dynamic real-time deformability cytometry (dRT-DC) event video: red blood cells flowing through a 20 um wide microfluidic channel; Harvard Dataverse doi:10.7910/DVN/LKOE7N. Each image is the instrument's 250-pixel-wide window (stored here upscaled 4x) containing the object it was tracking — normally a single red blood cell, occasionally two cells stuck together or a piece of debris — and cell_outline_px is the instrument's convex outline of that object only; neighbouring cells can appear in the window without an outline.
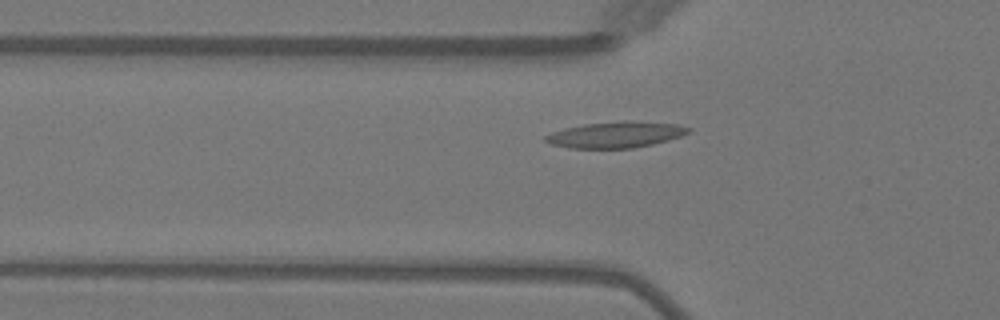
{"species": "Egyptian fruit bat (a non-hibernating species)", "species_latin": "Rousettus aegyptiacus", "temperature_condition": "warm", "stored_images_in_passage": 31, "camera_frame_rate_fps": 3000, "um_per_image_px": 0.085, "animal": {"sex": "female"}, "frame": {"image": 1, "passage_image": 5, "time_ms": 1.333, "image_size_px": [1000, 320], "cell_outline_px": [[692, 128], [688, 132], [680, 136], [668, 140], [652, 144], [632, 148], [568, 148], [552, 144], [544, 140], [544, 136], [552, 132], [564, 128], [584, 124], [624, 120], [628, 120], [676, 124]], "centroid_in_image_um": [52.32, 11.44], "position_along_channel_um": 73.5, "area_um2": 21.68}}
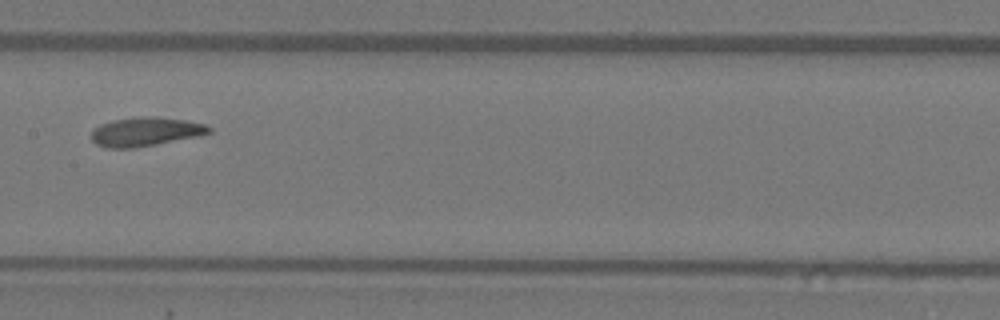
{"frame": {"image": 2, "passage_image": 14, "time_ms": 4.333, "image_size_px": [1000, 320], "cell_outline_px": [[212, 132], [196, 136], [156, 144], [132, 148], [108, 148], [96, 144], [92, 140], [92, 132], [100, 124], [112, 120], [140, 116], [156, 116], [188, 120], [204, 124], [212, 128]], "centroid_in_image_um": [12.37, 11.18], "position_along_channel_um": 195.0, "area_um2": 19.77}}
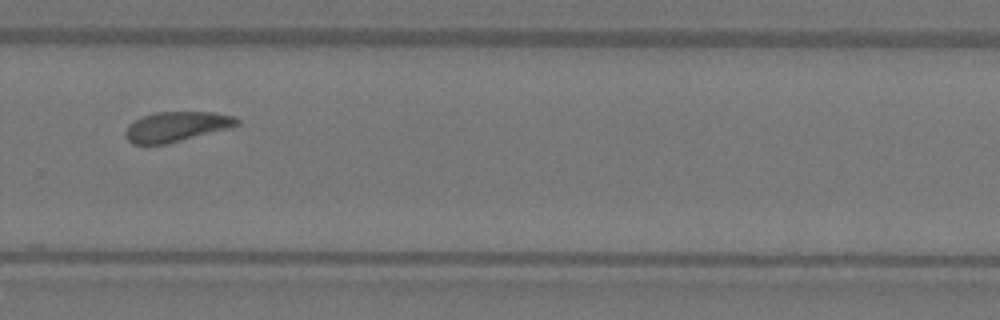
{"frame": {"image": 3, "passage_image": 23, "time_ms": 7.333, "image_size_px": [1000, 320], "cell_outline_px": [[240, 124], [228, 128], [164, 144], [132, 144], [124, 136], [124, 132], [128, 124], [144, 116], [156, 112], [212, 112], [232, 116], [240, 120]], "centroid_in_image_um": [14.96, 10.76], "position_along_channel_um": 314.8, "area_um2": 19.13}, "authors_computed_cell_mechanics": {"area_um2": 19.5942, "velocity_mm_per_s": 4.033, "shape_relaxation_time_tau1_ms": 3.6895, "shape_relaxation_time_tau2_ms": 2.4494, "deformation_change_tau1": 0.1201, "deformation_change_tau2": 0.0948}}